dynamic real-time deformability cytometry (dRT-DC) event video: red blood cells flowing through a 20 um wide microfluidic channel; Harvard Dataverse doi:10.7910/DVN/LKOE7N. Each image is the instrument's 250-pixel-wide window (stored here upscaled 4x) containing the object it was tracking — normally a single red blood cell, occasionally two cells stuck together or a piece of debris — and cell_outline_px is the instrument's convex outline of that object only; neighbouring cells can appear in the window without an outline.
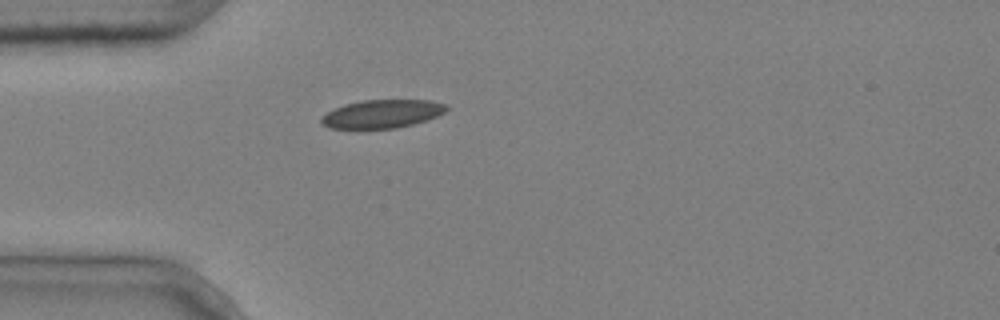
{"species": "common noctule bat (a hibernating species)", "species_latin": "Nyctalus noctula", "temperature_condition": "cold", "stored_images_in_passage": 1, "camera_frame_rate_fps": 3000, "um_per_image_px": 0.085, "animal": {"sex": "male", "body_mass_g": 20.4}, "frame": {"image": 1, "passage_image": 1, "time_ms": 0.0, "image_size_px": [1000, 320], "cell_outline_px": [[448, 108], [444, 112], [436, 116], [412, 124], [396, 128], [332, 128], [320, 124], [320, 116], [344, 104], [364, 100], [428, 100], [444, 104]], "centroid_in_image_um": [32.43, 9.67], "position_along_channel_um": 52.6, "area_um2": 20.35}}